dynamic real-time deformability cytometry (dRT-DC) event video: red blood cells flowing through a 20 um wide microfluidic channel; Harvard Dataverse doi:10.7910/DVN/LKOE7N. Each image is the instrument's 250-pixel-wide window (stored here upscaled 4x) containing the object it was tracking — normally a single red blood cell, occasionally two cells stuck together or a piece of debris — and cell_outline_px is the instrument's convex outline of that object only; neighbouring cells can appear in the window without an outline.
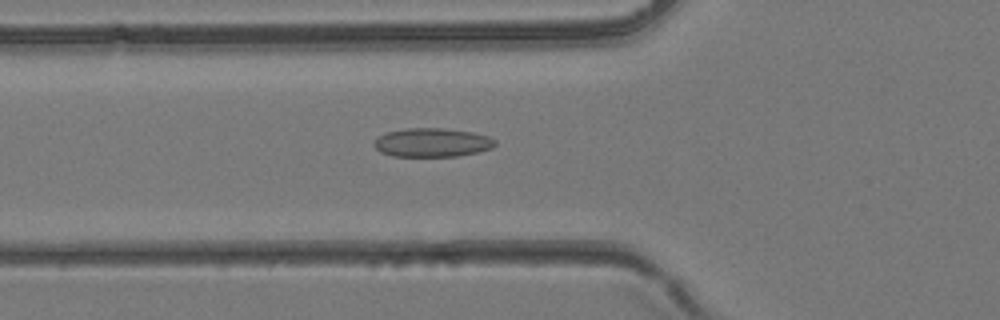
{"species": "common noctule bat (a hibernating species)", "species_latin": "Nyctalus noctula", "temperature_condition": "room temperature", "stored_images_in_passage": 43, "camera_frame_rate_fps": 3000, "um_per_image_px": 0.085, "animal": {"sex": "female", "body_mass_g": 24.6, "forearm_length_mm": 56.2}, "frame": {"image": 1, "passage_image": 16, "time_ms": 5.0, "image_size_px": [1000, 320], "cell_outline_px": [[496, 144], [492, 148], [476, 152], [456, 156], [392, 156], [380, 152], [372, 144], [380, 136], [388, 132], [404, 128], [444, 128], [472, 132], [488, 136], [496, 140]], "centroid_in_image_um": [36.73, 12.11], "position_along_channel_um": 89.1, "area_um2": 20.23}}
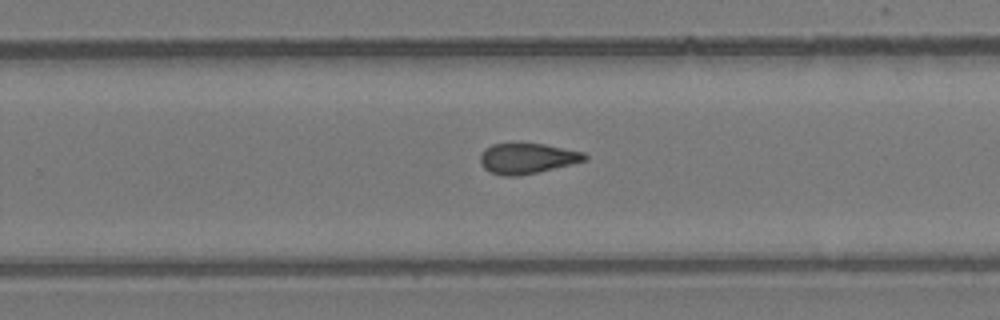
{"frame": {"image": 2, "passage_image": 28, "time_ms": 9.0, "image_size_px": [1000, 320], "cell_outline_px": [[588, 156], [584, 160], [536, 172], [516, 176], [504, 176], [492, 172], [484, 168], [480, 164], [480, 152], [484, 148], [492, 144], [544, 144], [584, 152]], "centroid_in_image_um": [44.75, 13.45], "position_along_channel_um": 285.1, "area_um2": 18.15}}
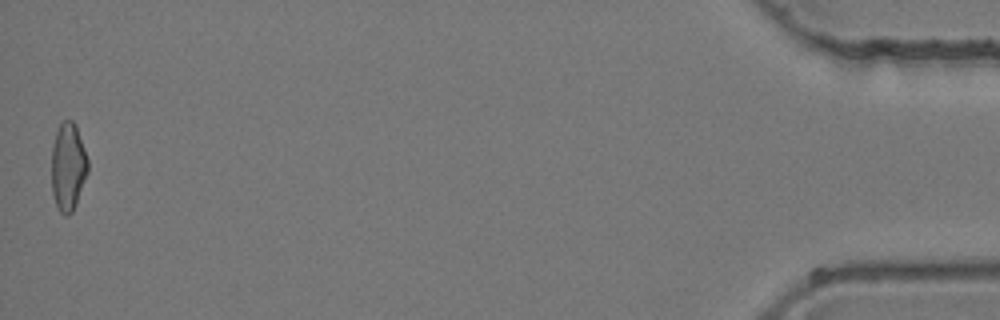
{"frame": {"image": 3, "passage_image": 43, "time_ms": 14.0, "image_size_px": [1000, 320], "cell_outline_px": [[88, 172], [76, 204], [72, 212], [68, 216], [64, 216], [60, 212], [56, 204], [52, 192], [52, 148], [56, 132], [60, 124], [64, 120], [72, 120], [76, 124], [88, 160]], "centroid_in_image_um": [5.79, 14.18], "position_along_channel_um": 429.4, "area_um2": 18.61}}